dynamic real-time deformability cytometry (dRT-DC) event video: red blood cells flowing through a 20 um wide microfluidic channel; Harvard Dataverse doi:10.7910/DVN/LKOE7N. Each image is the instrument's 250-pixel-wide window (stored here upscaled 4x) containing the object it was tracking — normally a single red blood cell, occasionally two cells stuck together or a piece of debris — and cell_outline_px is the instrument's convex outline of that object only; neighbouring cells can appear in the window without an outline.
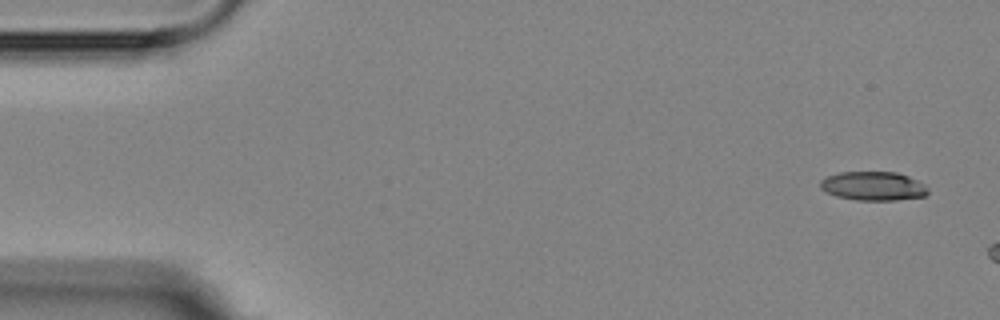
{"species": "Egyptian fruit bat (a non-hibernating species)", "species_latin": "Rousettus aegyptiacus", "temperature_condition": "room temperature", "stored_images_in_passage": 4, "camera_frame_rate_fps": 3000, "um_per_image_px": 0.085, "animal": {"sex": "female"}, "frame": {"image": 1, "passage_image": 1, "time_ms": 0.0, "image_size_px": [1000, 320], "cell_outline_px": [[928, 192], [924, 196], [896, 200], [856, 200], [836, 196], [820, 188], [820, 180], [828, 176], [840, 172], [896, 172], [908, 176], [924, 184], [928, 188]], "centroid_in_image_um": [74.22, 15.81], "position_along_channel_um": 10.8, "area_um2": 18.03}}